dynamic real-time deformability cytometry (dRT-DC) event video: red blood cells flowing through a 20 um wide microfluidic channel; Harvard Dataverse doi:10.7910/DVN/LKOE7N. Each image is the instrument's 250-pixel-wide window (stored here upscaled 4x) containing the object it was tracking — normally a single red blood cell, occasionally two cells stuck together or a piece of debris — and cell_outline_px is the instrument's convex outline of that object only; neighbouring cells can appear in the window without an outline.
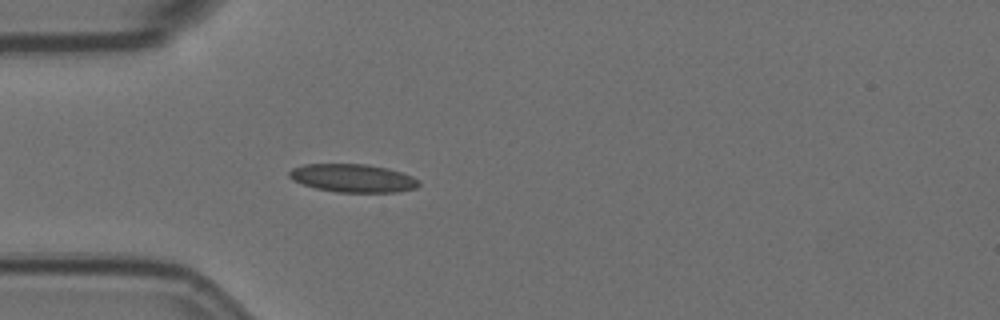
{"species": "Egyptian fruit bat (a non-hibernating species)", "species_latin": "Rousettus aegyptiacus", "temperature_condition": "room temperature", "stored_images_in_passage": 5, "camera_frame_rate_fps": 3000, "um_per_image_px": 0.085, "animal": {"sex": "female"}, "frame": {"image": 1, "passage_image": 5, "time_ms": 1.333, "image_size_px": [1000, 320], "cell_outline_px": [[420, 184], [416, 188], [396, 192], [336, 192], [316, 188], [292, 180], [288, 176], [288, 172], [292, 168], [304, 164], [364, 164], [388, 168], [412, 176], [420, 180]], "centroid_in_image_um": [29.99, 15.14], "position_along_channel_um": 55.0, "area_um2": 21.27}}